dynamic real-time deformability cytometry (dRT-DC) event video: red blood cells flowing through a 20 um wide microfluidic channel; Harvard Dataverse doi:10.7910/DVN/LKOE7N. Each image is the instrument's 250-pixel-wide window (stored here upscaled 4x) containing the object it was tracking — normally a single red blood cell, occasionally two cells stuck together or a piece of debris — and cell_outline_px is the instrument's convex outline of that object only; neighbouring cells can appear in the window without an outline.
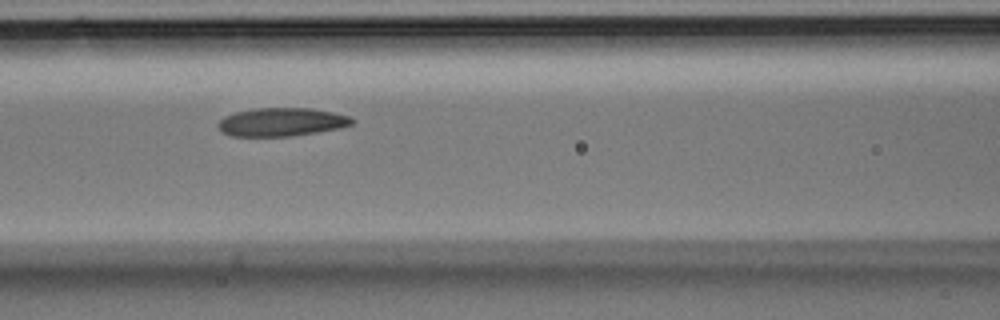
{"species": "Egyptian fruit bat (a non-hibernating species)", "species_latin": "Rousettus aegyptiacus", "temperature_condition": "room temperature", "stored_images_in_passage": 6, "camera_frame_rate_fps": 3000, "um_per_image_px": 0.085, "animal": {"sex": "male"}, "frame": {"image": 1, "passage_image": 4, "time_ms": 1.0, "image_size_px": [1000, 320], "cell_outline_px": [[356, 120], [352, 124], [340, 128], [292, 136], [232, 136], [220, 132], [216, 124], [224, 116], [236, 112], [256, 108], [308, 108], [332, 112], [348, 116]], "centroid_in_image_um": [23.9, 10.37], "position_along_channel_um": 142.7, "area_um2": 22.14}}
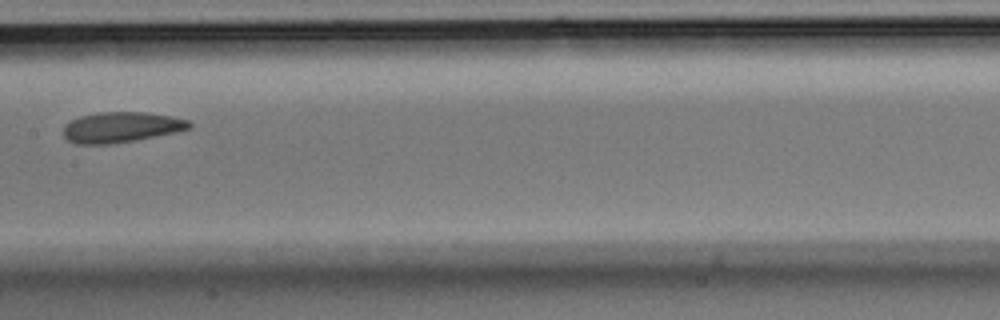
{"frame": {"image": 2, "passage_image": 5, "time_ms": 1.333, "image_size_px": [1000, 320], "cell_outline_px": [[192, 128], [176, 132], [136, 140], [112, 144], [76, 144], [68, 140], [64, 136], [64, 124], [80, 116], [96, 112], [144, 112], [172, 116], [188, 120], [192, 124]], "centroid_in_image_um": [10.31, 10.81], "position_along_channel_um": 197.1, "area_um2": 22.48}}
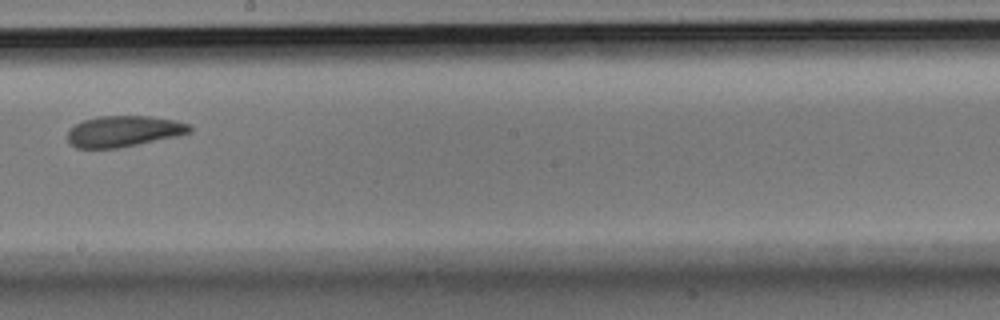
{"frame": {"image": 3, "passage_image": 6, "time_ms": 1.667, "image_size_px": [1000, 320], "cell_outline_px": [[192, 132], [180, 136], [120, 148], [76, 148], [68, 144], [68, 132], [76, 124], [84, 120], [100, 116], [148, 116], [176, 120], [192, 124]], "centroid_in_image_um": [10.58, 11.17], "position_along_channel_um": 237.6, "area_um2": 22.37}}